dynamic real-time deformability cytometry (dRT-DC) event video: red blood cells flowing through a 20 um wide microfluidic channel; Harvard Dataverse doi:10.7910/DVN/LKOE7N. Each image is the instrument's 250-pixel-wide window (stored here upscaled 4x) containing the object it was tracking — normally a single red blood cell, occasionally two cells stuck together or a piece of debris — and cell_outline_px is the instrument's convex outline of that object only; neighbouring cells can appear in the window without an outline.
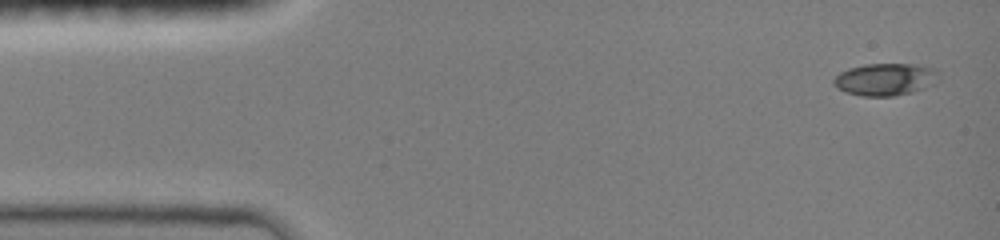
{"species": "common noctule bat (a hibernating species)", "species_latin": "Nyctalus noctula", "temperature_condition": "room temperature", "stored_images_in_passage": 31, "camera_frame_rate_fps": 3000, "um_per_image_px": 0.085, "animal": {"sex": "female", "body_mass_g": 19.0, "forearm_length_mm": 51.5}, "frame": {"image": 1, "passage_image": 1, "time_ms": 0.0, "image_size_px": [1000, 240], "cell_outline_px": [[940, 80], [924, 88], [912, 92], [896, 96], [860, 96], [844, 92], [836, 88], [832, 84], [832, 80], [840, 72], [848, 68], [864, 64], [924, 64], [936, 68], [940, 72]], "centroid_in_image_um": [75.28, 6.74], "position_along_channel_um": 9.7, "area_um2": 20.35}}
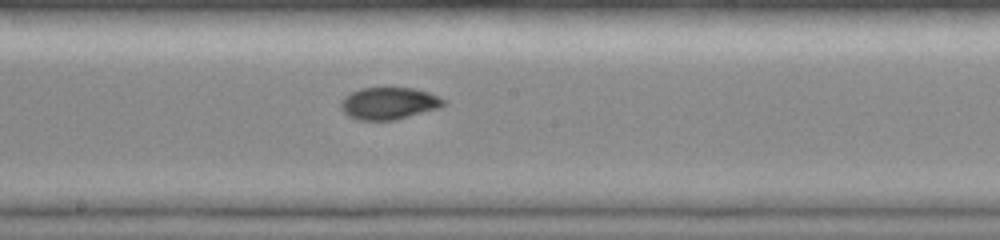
{"frame": {"image": 2, "passage_image": 16, "time_ms": 7.667, "image_size_px": [1000, 240], "cell_outline_px": [[444, 104], [440, 108], [396, 120], [360, 120], [348, 116], [340, 108], [340, 100], [344, 96], [360, 88], [412, 88], [428, 92], [440, 96], [444, 100]], "centroid_in_image_um": [33.04, 8.79], "position_along_channel_um": 215.2, "area_um2": 19.31}}
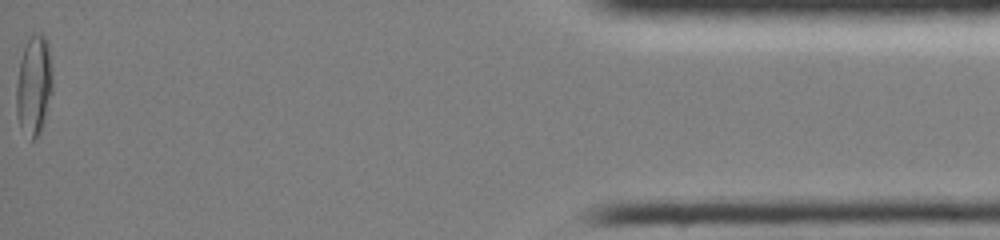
{"frame": {"image": 3, "passage_image": 31, "time_ms": 15.0, "image_size_px": [1000, 240], "cell_outline_px": [[52, 92], [44, 120], [40, 132], [32, 140], [20, 124], [16, 112], [16, 84], [20, 60], [24, 48], [28, 40], [36, 32], [44, 36], [48, 40], [52, 68]], "centroid_in_image_um": [2.89, 7.2], "position_along_channel_um": 432.3, "area_um2": 20.87}, "authors_computed_cell_mechanics": {"area_um2": 19.1318, "velocity_mm_per_s": 4.1008, "shape_relaxation_time_tau1_ms": null, "shape_relaxation_time_tau2_ms": 1.4451, "deformation_change_tau1": null, "deformation_change_tau2": 0.0432}}